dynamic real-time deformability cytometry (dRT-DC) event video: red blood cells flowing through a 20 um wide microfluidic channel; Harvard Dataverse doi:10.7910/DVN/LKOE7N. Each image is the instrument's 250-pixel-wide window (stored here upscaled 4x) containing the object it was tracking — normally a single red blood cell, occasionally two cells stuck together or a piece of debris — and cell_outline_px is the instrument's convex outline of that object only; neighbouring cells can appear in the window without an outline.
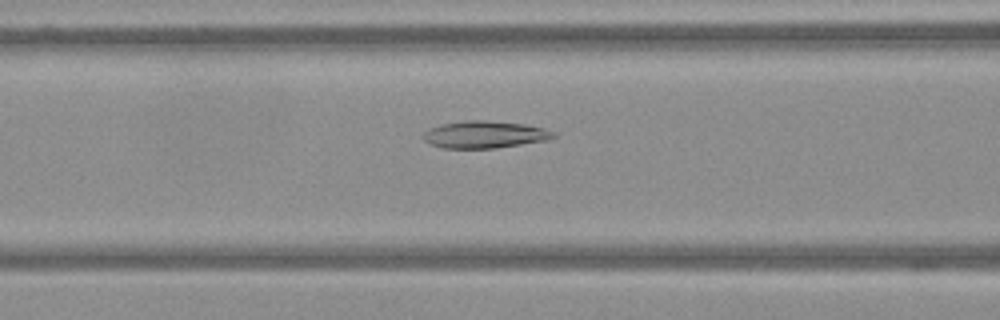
{"species": "Egyptian fruit bat (a non-hibernating species)", "species_latin": "Rousettus aegyptiacus", "temperature_condition": "warm", "stored_images_in_passage": 64, "camera_frame_rate_fps": 3000, "um_per_image_px": 0.085, "frame": {"image": 1, "passage_image": 27, "time_ms": 8.667, "image_size_px": [1000, 320], "cell_outline_px": [[556, 136], [548, 140], [496, 148], [444, 148], [432, 144], [424, 140], [420, 136], [428, 128], [440, 124], [464, 120], [488, 120], [524, 124], [544, 128], [556, 132]], "centroid_in_image_um": [41.18, 11.42], "position_along_channel_um": 125.4, "area_um2": 20.81}}
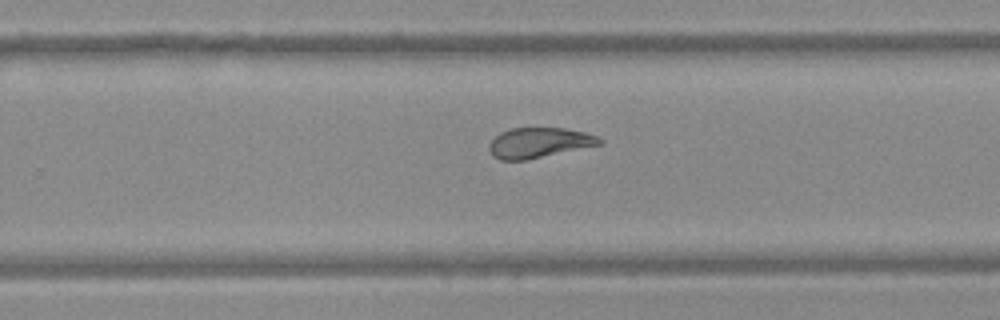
{"frame": {"image": 2, "passage_image": 42, "time_ms": 13.667, "image_size_px": [1000, 320], "cell_outline_px": [[604, 144], [528, 160], [500, 160], [492, 156], [488, 148], [488, 144], [500, 132], [512, 128], [564, 128], [584, 132], [596, 136], [604, 140]], "centroid_in_image_um": [45.83, 12.14], "position_along_channel_um": 284.0, "area_um2": 19.65}}
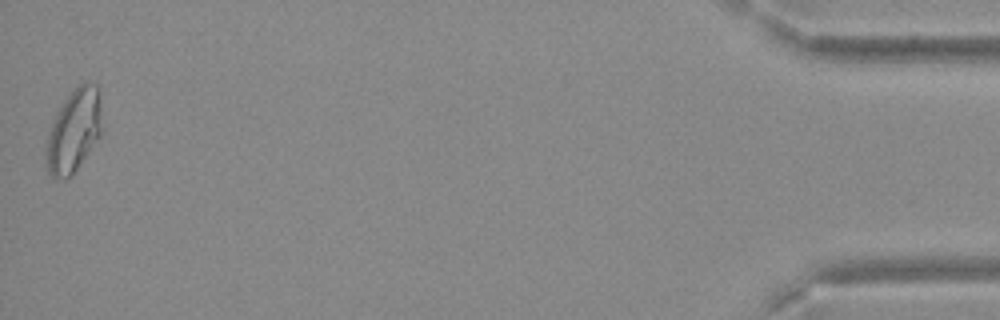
{"frame": {"image": 3, "passage_image": 64, "time_ms": 21.0, "image_size_px": [1000, 320], "cell_outline_px": [[100, 136], [72, 176], [64, 180], [52, 176], [48, 172], [48, 132], [56, 112], [64, 100], [84, 80], [88, 80], [100, 84]], "centroid_in_image_um": [6.31, 11.06], "position_along_channel_um": 428.9, "area_um2": 26.7}}